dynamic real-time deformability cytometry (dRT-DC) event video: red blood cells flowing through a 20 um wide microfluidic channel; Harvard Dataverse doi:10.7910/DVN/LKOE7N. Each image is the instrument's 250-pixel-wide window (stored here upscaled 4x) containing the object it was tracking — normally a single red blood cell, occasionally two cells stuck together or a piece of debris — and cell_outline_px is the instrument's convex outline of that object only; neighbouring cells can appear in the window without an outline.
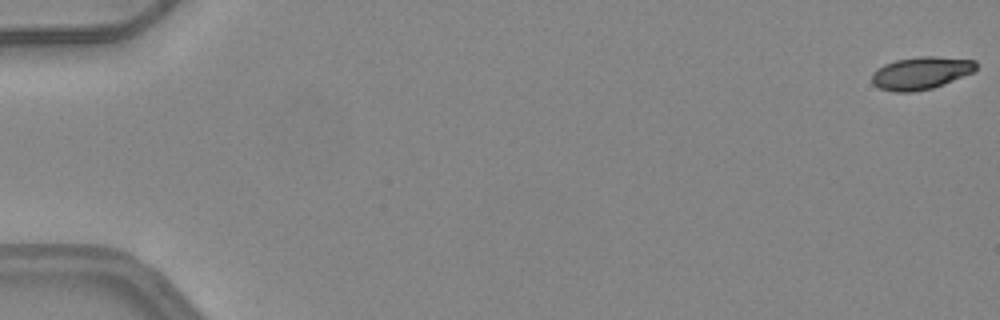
{"species": "common noctule bat (a hibernating species)", "species_latin": "Nyctalus noctula", "temperature_condition": "warm", "stored_images_in_passage": 10, "camera_frame_rate_fps": 3000, "um_per_image_px": 0.085, "animal": {"sex": "female", "body_mass_g": 24.6, "forearm_length_mm": 56.2}, "frame": {"image": 1, "passage_image": 1, "time_ms": 0.0, "image_size_px": [1000, 320], "cell_outline_px": [[976, 68], [972, 72], [944, 84], [932, 88], [912, 92], [892, 92], [880, 88], [872, 84], [872, 72], [876, 68], [884, 64], [896, 60], [920, 56], [936, 56], [976, 60]], "centroid_in_image_um": [78.24, 6.2], "position_along_channel_um": 6.8, "area_um2": 19.83}}